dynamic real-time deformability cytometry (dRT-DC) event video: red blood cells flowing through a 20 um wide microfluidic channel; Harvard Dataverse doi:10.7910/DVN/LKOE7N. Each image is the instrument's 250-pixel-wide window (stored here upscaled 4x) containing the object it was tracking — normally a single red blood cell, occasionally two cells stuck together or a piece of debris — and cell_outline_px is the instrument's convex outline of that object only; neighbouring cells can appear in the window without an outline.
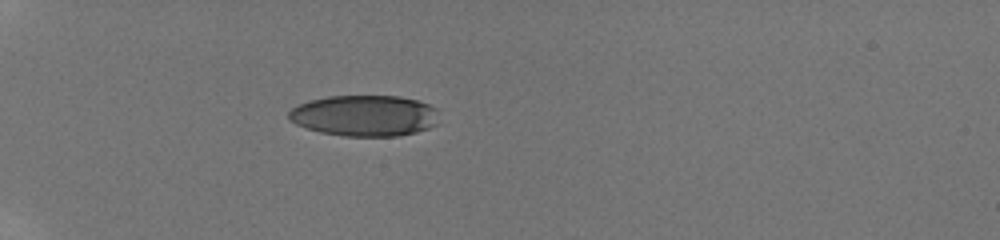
{"species": "human", "species_latin": "Homo sapiens", "temperature_condition": "room temperature", "stored_images_in_passage": 3, "camera_frame_rate_fps": 3000, "um_per_image_px": 0.085, "donor": {"sex": "male"}, "frame": {"image": 1, "passage_image": 1, "time_ms": 0.0, "image_size_px": [1000, 240], "cell_outline_px": [[436, 124], [428, 128], [416, 132], [400, 136], [344, 136], [320, 132], [296, 124], [288, 120], [288, 112], [292, 108], [308, 100], [328, 96], [400, 96], [416, 100], [428, 104], [436, 108]], "centroid_in_image_um": [30.96, 9.83], "position_along_channel_um": 54.0, "area_um2": 35.95}}
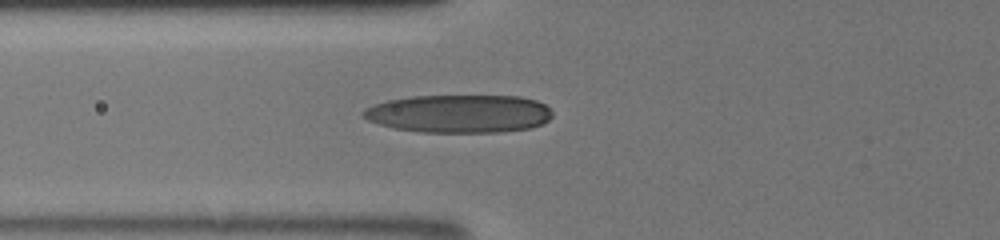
{"frame": {"image": 2, "passage_image": 3, "time_ms": 1.667, "image_size_px": [1000, 240], "cell_outline_px": [[552, 116], [548, 120], [540, 124], [528, 128], [500, 132], [420, 132], [392, 128], [368, 120], [360, 112], [364, 108], [388, 100], [412, 96], [520, 96], [536, 100], [544, 104], [552, 112]], "centroid_in_image_um": [39.01, 9.66], "position_along_channel_um": 86.8, "area_um2": 41.91}}